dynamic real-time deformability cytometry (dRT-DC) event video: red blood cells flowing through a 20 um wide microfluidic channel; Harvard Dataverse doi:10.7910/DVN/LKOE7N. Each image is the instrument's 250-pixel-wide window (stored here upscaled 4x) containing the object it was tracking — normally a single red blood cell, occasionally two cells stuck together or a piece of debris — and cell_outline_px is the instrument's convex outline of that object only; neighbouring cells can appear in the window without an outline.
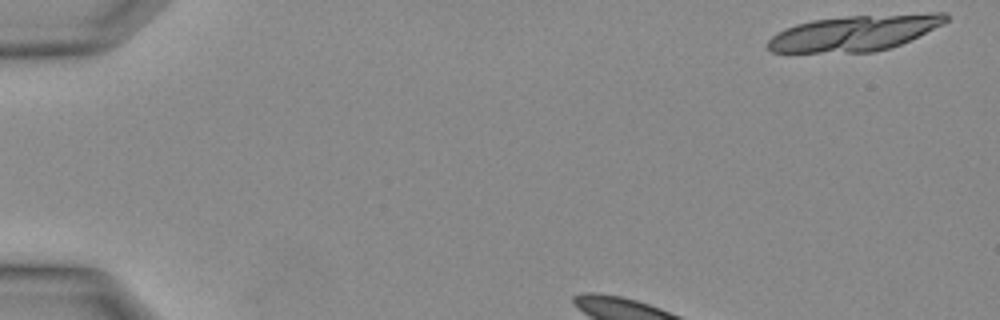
{"species": "Egyptian fruit bat (a non-hibernating species)", "species_latin": "Rousettus aegyptiacus", "temperature_condition": "warm", "stored_images_in_passage": 6, "camera_frame_rate_fps": 3000, "um_per_image_px": 0.085, "animal": {"sex": "female"}, "frame": {"image": 1, "passage_image": 1, "time_ms": 0.0, "image_size_px": [1000, 320], "cell_outline_px": [[948, 20], [944, 24], [900, 44], [888, 48], [872, 52], [772, 52], [764, 44], [776, 32], [784, 28], [796, 24], [812, 20], [848, 16], [932, 12], [944, 12], [948, 16]], "centroid_in_image_um": [72.63, 2.79], "position_along_channel_um": 12.4, "area_um2": 37.11}}